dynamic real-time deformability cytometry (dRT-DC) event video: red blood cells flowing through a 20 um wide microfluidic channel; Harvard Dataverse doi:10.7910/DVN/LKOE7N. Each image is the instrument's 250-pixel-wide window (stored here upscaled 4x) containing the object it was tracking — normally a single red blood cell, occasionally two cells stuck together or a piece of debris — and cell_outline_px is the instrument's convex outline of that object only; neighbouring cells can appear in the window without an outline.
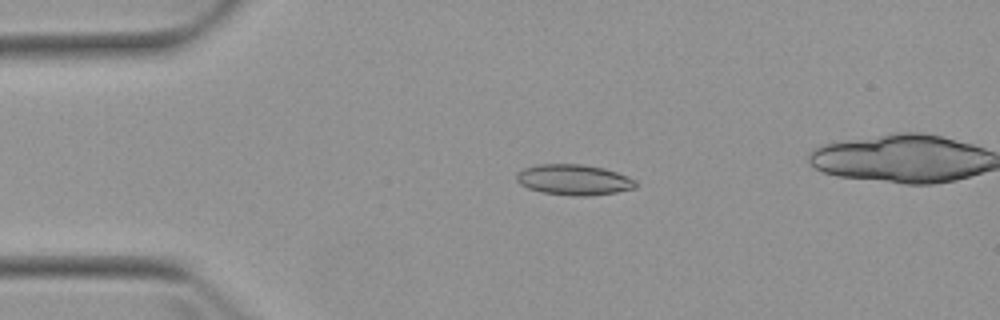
{"species": "Egyptian fruit bat (a non-hibernating species)", "species_latin": "Rousettus aegyptiacus", "temperature_condition": "warm", "stored_images_in_passage": 4, "camera_frame_rate_fps": 3000, "um_per_image_px": 0.085, "animal": {"sex": "female"}, "frame": {"image": 1, "passage_image": 2, "time_ms": 1.0, "image_size_px": [1000, 320], "cell_outline_px": [[636, 188], [616, 192], [588, 196], [572, 196], [540, 192], [528, 188], [520, 184], [516, 180], [516, 172], [524, 168], [536, 164], [584, 164], [604, 168], [628, 176], [636, 180]], "centroid_in_image_um": [48.76, 15.28], "position_along_channel_um": 36.2, "area_um2": 21.5}}